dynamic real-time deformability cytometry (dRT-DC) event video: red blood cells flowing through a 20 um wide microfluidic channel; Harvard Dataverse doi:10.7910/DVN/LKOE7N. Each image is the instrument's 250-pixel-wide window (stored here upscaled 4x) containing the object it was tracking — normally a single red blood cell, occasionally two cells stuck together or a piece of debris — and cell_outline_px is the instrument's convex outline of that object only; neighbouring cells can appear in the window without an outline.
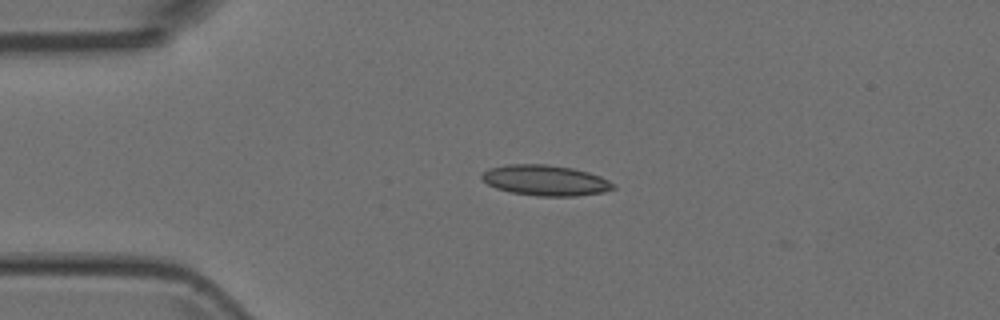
{"species": "Egyptian fruit bat (a non-hibernating species)", "species_latin": "Rousettus aegyptiacus", "temperature_condition": "room temperature", "stored_images_in_passage": 3, "camera_frame_rate_fps": 3000, "um_per_image_px": 0.085, "animal": {"sex": "female"}, "frame": {"image": 1, "passage_image": 3, "time_ms": 0.667, "image_size_px": [1000, 320], "cell_outline_px": [[616, 188], [604, 192], [576, 196], [536, 196], [512, 192], [496, 188], [488, 184], [480, 176], [488, 168], [508, 164], [544, 164], [572, 168], [588, 172], [600, 176], [616, 184]], "centroid_in_image_um": [46.38, 15.33], "position_along_channel_um": 38.6, "area_um2": 23.41}}